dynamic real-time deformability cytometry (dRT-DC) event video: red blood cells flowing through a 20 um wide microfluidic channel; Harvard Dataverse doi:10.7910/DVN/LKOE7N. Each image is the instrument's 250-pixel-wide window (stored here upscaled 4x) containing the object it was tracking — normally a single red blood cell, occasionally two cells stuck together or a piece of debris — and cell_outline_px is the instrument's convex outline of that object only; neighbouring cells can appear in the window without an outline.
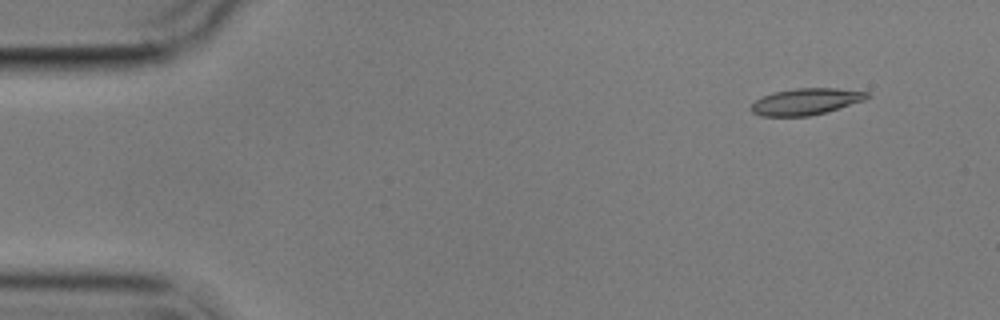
{"species": "common noctule bat (a hibernating species)", "species_latin": "Nyctalus noctula", "temperature_condition": "cold", "stored_images_in_passage": 4, "camera_frame_rate_fps": 3000, "um_per_image_px": 0.085, "animal": {"sex": "male", "body_mass_g": 17.9}, "frame": {"image": 1, "passage_image": 1, "time_ms": 0.0, "image_size_px": [1000, 320], "cell_outline_px": [[872, 96], [864, 100], [828, 112], [808, 116], [760, 116], [752, 112], [752, 104], [756, 100], [772, 92], [796, 88], [836, 88], [868, 92]], "centroid_in_image_um": [68.53, 8.63], "position_along_channel_um": 16.5, "area_um2": 17.92}}
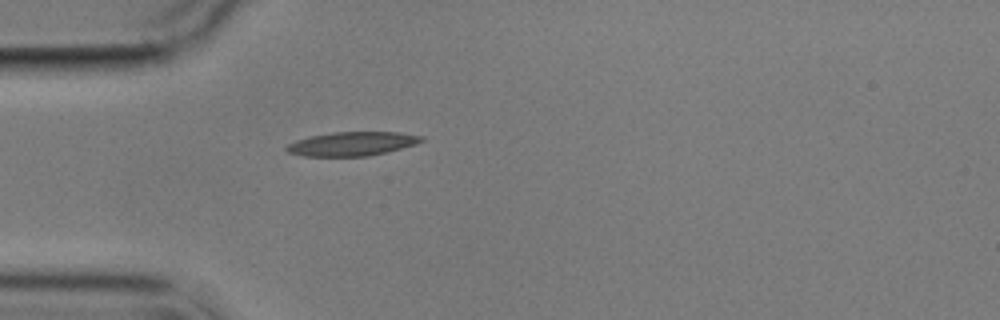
{"frame": {"image": 2, "passage_image": 4, "time_ms": 3.667, "image_size_px": [1000, 320], "cell_outline_px": [[424, 140], [416, 144], [388, 152], [368, 156], [304, 156], [288, 152], [284, 148], [288, 144], [296, 140], [312, 136], [332, 132], [400, 132], [424, 136]], "centroid_in_image_um": [29.96, 12.22], "position_along_channel_um": 55.0, "area_um2": 18.84}}